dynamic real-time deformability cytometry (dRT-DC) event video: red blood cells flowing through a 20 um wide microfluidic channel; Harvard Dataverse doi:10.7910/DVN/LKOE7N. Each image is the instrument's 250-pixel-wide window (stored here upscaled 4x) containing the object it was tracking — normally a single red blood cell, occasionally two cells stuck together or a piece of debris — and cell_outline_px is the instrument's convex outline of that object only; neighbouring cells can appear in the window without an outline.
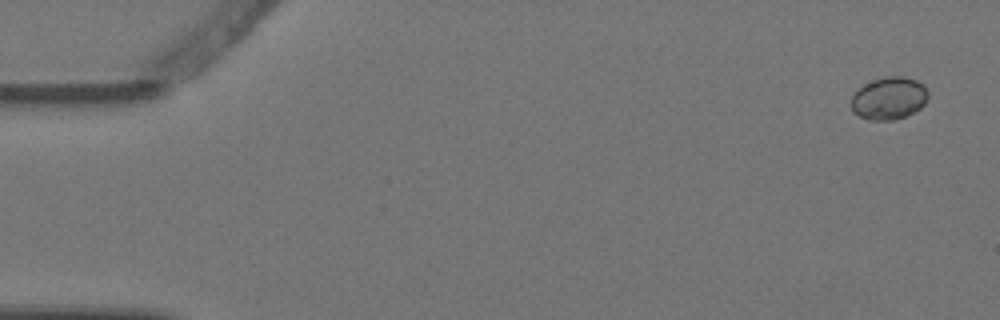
{"species": "Egyptian fruit bat (a non-hibernating species)", "species_latin": "Rousettus aegyptiacus", "temperature_condition": "warm", "stored_images_in_passage": 4, "camera_frame_rate_fps": 3000, "um_per_image_px": 0.085, "animal": {"sex": "female"}, "frame": {"image": 1, "passage_image": 1, "time_ms": 0.0, "image_size_px": [1000, 320], "cell_outline_px": [[928, 96], [924, 104], [920, 108], [904, 116], [892, 120], [872, 120], [860, 116], [852, 112], [852, 96], [864, 84], [872, 80], [888, 76], [904, 76], [916, 80], [924, 84], [928, 92]], "centroid_in_image_um": [75.57, 8.34], "position_along_channel_um": 9.4, "area_um2": 18.9}}
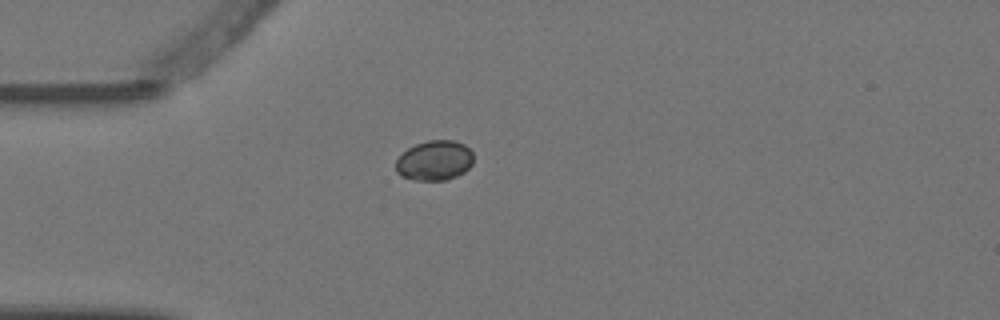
{"frame": {"image": 2, "passage_image": 4, "time_ms": 1.0, "image_size_px": [1000, 320], "cell_outline_px": [[472, 164], [464, 172], [456, 176], [444, 180], [416, 180], [400, 176], [396, 172], [396, 160], [408, 148], [416, 144], [428, 140], [452, 140], [464, 144], [472, 152]], "centroid_in_image_um": [36.92, 13.64], "position_along_channel_um": 48.1, "area_um2": 17.98}}